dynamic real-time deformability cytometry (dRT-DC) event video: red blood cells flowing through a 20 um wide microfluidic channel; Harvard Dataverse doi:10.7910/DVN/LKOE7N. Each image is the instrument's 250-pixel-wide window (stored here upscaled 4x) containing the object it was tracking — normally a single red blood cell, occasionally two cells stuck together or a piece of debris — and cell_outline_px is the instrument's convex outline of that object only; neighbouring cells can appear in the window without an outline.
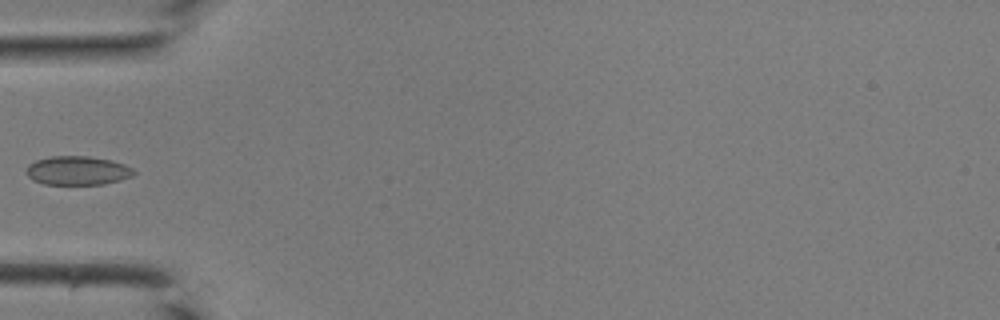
{"species": "common noctule bat (a hibernating species)", "species_latin": "Nyctalus noctula", "temperature_condition": "room temperature", "stored_images_in_passage": 17, "camera_frame_rate_fps": 3000, "um_per_image_px": 0.085, "animal": {"sex": "male", "body_mass_g": 19.0, "forearm_length_mm": 50.8}, "frame": {"image": 1, "passage_image": 1, "time_ms": 0.0, "image_size_px": [1000, 320], "cell_outline_px": [[136, 172], [132, 176], [120, 180], [104, 184], [44, 184], [32, 180], [28, 176], [24, 168], [28, 164], [36, 160], [52, 156], [88, 156], [112, 160], [124, 164], [132, 168]], "centroid_in_image_um": [6.57, 14.49], "position_along_channel_um": 78.4, "area_um2": 18.21}}
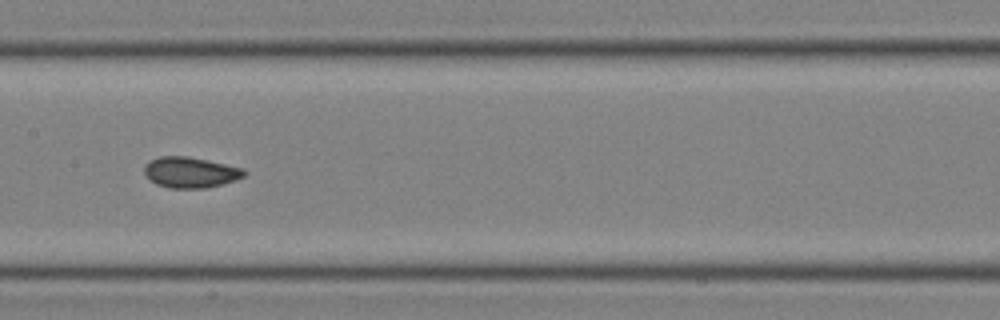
{"frame": {"image": 2, "passage_image": 8, "time_ms": 2.333, "image_size_px": [1000, 320], "cell_outline_px": [[248, 172], [244, 176], [236, 180], [204, 188], [168, 188], [156, 184], [148, 180], [144, 172], [144, 164], [148, 160], [160, 156], [188, 156], [244, 168]], "centroid_in_image_um": [16.15, 14.64], "position_along_channel_um": 191.3, "area_um2": 18.09}}
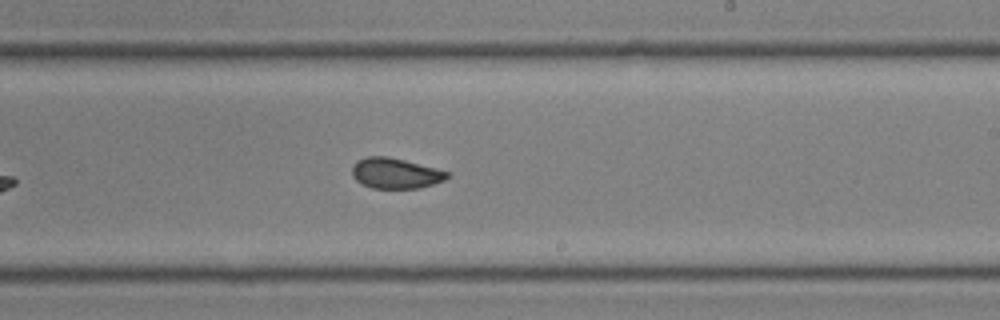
{"frame": {"image": 3, "passage_image": 12, "time_ms": 3.667, "image_size_px": [1000, 320], "cell_outline_px": [[448, 176], [444, 180], [432, 184], [416, 188], [372, 188], [356, 180], [352, 176], [352, 164], [356, 160], [368, 156], [388, 156], [404, 160], [448, 172]], "centroid_in_image_um": [33.54, 14.72], "position_along_channel_um": 255.5, "area_um2": 16.65}}